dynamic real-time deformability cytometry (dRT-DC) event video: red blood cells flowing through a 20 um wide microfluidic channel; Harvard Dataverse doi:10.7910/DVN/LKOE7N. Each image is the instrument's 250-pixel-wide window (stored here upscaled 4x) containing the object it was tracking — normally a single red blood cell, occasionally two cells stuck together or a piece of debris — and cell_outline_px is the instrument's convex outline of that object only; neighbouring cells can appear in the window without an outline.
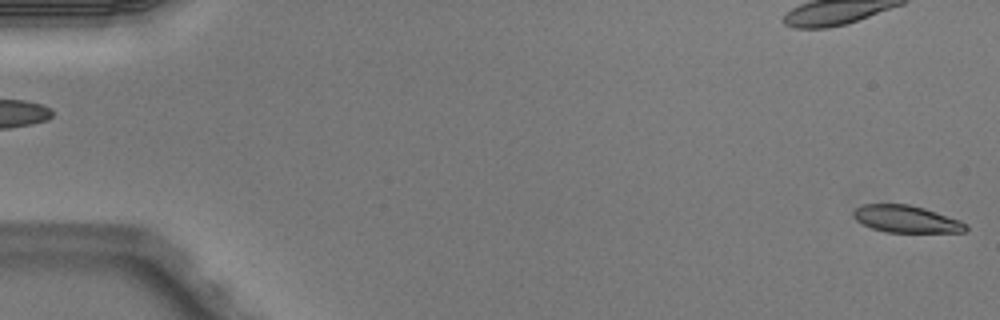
{"species": "Egyptian fruit bat (a non-hibernating species)", "species_latin": "Rousettus aegyptiacus", "temperature_condition": "warm", "stored_images_in_passage": 6, "segment_of_instrument_passage": [2, 2], "camera_frame_rate_fps": 3000, "um_per_image_px": 0.085, "animal": {"sex": "male"}, "frame": {"image": 1, "passage_image": 6, "time_ms": 1.667, "image_size_px": [1000, 320], "cell_outline_px": [[968, 228], [964, 232], [884, 232], [872, 228], [856, 220], [852, 216], [852, 212], [856, 208], [864, 204], [908, 204], [924, 208], [960, 220], [968, 224]], "centroid_in_image_um": [77.03, 18.62], "position_along_channel_um": 8.0, "area_um2": 17.74}}